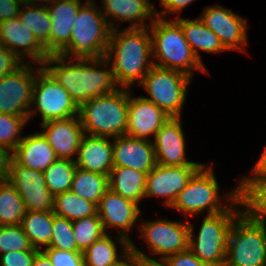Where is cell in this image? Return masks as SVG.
<instances>
[{"mask_svg":"<svg viewBox=\"0 0 266 266\" xmlns=\"http://www.w3.org/2000/svg\"><path fill=\"white\" fill-rule=\"evenodd\" d=\"M66 59L63 55H50L42 66L69 93L78 106L92 98L118 90L110 69L111 66L109 70L104 69V71L98 68L103 63L104 68L109 66L110 62L105 57L99 59L77 58L76 64H73L74 60L71 58L69 60L71 65H66ZM54 64L56 65L54 66ZM96 67L97 69H95Z\"/></svg>","mask_w":266,"mask_h":266,"instance_id":"obj_1","label":"cell"},{"mask_svg":"<svg viewBox=\"0 0 266 266\" xmlns=\"http://www.w3.org/2000/svg\"><path fill=\"white\" fill-rule=\"evenodd\" d=\"M117 29L111 30L105 58L113 60L111 70L117 86L128 89L136 80L141 84L154 65L149 60L153 55L152 38L146 27H128L119 33Z\"/></svg>","mask_w":266,"mask_h":266,"instance_id":"obj_2","label":"cell"},{"mask_svg":"<svg viewBox=\"0 0 266 266\" xmlns=\"http://www.w3.org/2000/svg\"><path fill=\"white\" fill-rule=\"evenodd\" d=\"M129 90L95 97L79 106L84 133L94 136L118 137L126 134L128 124Z\"/></svg>","mask_w":266,"mask_h":266,"instance_id":"obj_3","label":"cell"},{"mask_svg":"<svg viewBox=\"0 0 266 266\" xmlns=\"http://www.w3.org/2000/svg\"><path fill=\"white\" fill-rule=\"evenodd\" d=\"M153 55L161 62L154 65L177 70L192 77L191 69L207 72L185 39L181 26L175 21L154 17L151 22Z\"/></svg>","mask_w":266,"mask_h":266,"instance_id":"obj_4","label":"cell"},{"mask_svg":"<svg viewBox=\"0 0 266 266\" xmlns=\"http://www.w3.org/2000/svg\"><path fill=\"white\" fill-rule=\"evenodd\" d=\"M94 1L83 4L74 21L69 45L59 54L66 58L74 55L81 59H99L105 57L110 33L114 25L106 21ZM100 10V12H99Z\"/></svg>","mask_w":266,"mask_h":266,"instance_id":"obj_5","label":"cell"},{"mask_svg":"<svg viewBox=\"0 0 266 266\" xmlns=\"http://www.w3.org/2000/svg\"><path fill=\"white\" fill-rule=\"evenodd\" d=\"M225 198L231 201V209L229 208L227 211L217 214L206 215L201 224L197 241H194V229L189 224V249L203 263L225 265L228 235L231 225L243 212V210H234L236 204H239V206L242 205L239 198V186Z\"/></svg>","mask_w":266,"mask_h":266,"instance_id":"obj_6","label":"cell"},{"mask_svg":"<svg viewBox=\"0 0 266 266\" xmlns=\"http://www.w3.org/2000/svg\"><path fill=\"white\" fill-rule=\"evenodd\" d=\"M225 266H266V228L243 212L231 225Z\"/></svg>","mask_w":266,"mask_h":266,"instance_id":"obj_7","label":"cell"},{"mask_svg":"<svg viewBox=\"0 0 266 266\" xmlns=\"http://www.w3.org/2000/svg\"><path fill=\"white\" fill-rule=\"evenodd\" d=\"M190 78L183 72L153 65L140 85L150 96L144 98L153 102L169 117H181Z\"/></svg>","mask_w":266,"mask_h":266,"instance_id":"obj_8","label":"cell"},{"mask_svg":"<svg viewBox=\"0 0 266 266\" xmlns=\"http://www.w3.org/2000/svg\"><path fill=\"white\" fill-rule=\"evenodd\" d=\"M203 165L189 180L187 186L177 195L173 208L185 214H199L208 209L207 215L227 211L231 207L218 203V184L213 169ZM205 168V169H204Z\"/></svg>","mask_w":266,"mask_h":266,"instance_id":"obj_9","label":"cell"},{"mask_svg":"<svg viewBox=\"0 0 266 266\" xmlns=\"http://www.w3.org/2000/svg\"><path fill=\"white\" fill-rule=\"evenodd\" d=\"M37 69L38 78H35L33 86L32 104H35L41 114L42 123L78 115L79 106L69 93L42 65Z\"/></svg>","mask_w":266,"mask_h":266,"instance_id":"obj_10","label":"cell"},{"mask_svg":"<svg viewBox=\"0 0 266 266\" xmlns=\"http://www.w3.org/2000/svg\"><path fill=\"white\" fill-rule=\"evenodd\" d=\"M32 68L23 65L0 80V113L16 116H32L33 86L35 76ZM34 75V76H33Z\"/></svg>","mask_w":266,"mask_h":266,"instance_id":"obj_11","label":"cell"},{"mask_svg":"<svg viewBox=\"0 0 266 266\" xmlns=\"http://www.w3.org/2000/svg\"><path fill=\"white\" fill-rule=\"evenodd\" d=\"M20 194L26 211H53L54 196L45 184L44 173L11 162L7 179Z\"/></svg>","mask_w":266,"mask_h":266,"instance_id":"obj_12","label":"cell"},{"mask_svg":"<svg viewBox=\"0 0 266 266\" xmlns=\"http://www.w3.org/2000/svg\"><path fill=\"white\" fill-rule=\"evenodd\" d=\"M189 228V221L181 223L159 219L142 223L140 237L146 239L150 251L162 255L160 259L163 261L166 257L189 248Z\"/></svg>","mask_w":266,"mask_h":266,"instance_id":"obj_13","label":"cell"},{"mask_svg":"<svg viewBox=\"0 0 266 266\" xmlns=\"http://www.w3.org/2000/svg\"><path fill=\"white\" fill-rule=\"evenodd\" d=\"M97 214L102 221L106 232L107 227L120 229L119 242L124 248V252H131V242L127 230L134 226L140 215L138 204L125 199L113 192L110 188L103 194L97 205Z\"/></svg>","mask_w":266,"mask_h":266,"instance_id":"obj_14","label":"cell"},{"mask_svg":"<svg viewBox=\"0 0 266 266\" xmlns=\"http://www.w3.org/2000/svg\"><path fill=\"white\" fill-rule=\"evenodd\" d=\"M203 165L165 166L156 164L146 175L145 197L164 196V204L172 206L177 195Z\"/></svg>","mask_w":266,"mask_h":266,"instance_id":"obj_15","label":"cell"},{"mask_svg":"<svg viewBox=\"0 0 266 266\" xmlns=\"http://www.w3.org/2000/svg\"><path fill=\"white\" fill-rule=\"evenodd\" d=\"M200 20L213 31L228 50H243L247 44L246 20L222 7L211 6L204 10Z\"/></svg>","mask_w":266,"mask_h":266,"instance_id":"obj_16","label":"cell"},{"mask_svg":"<svg viewBox=\"0 0 266 266\" xmlns=\"http://www.w3.org/2000/svg\"><path fill=\"white\" fill-rule=\"evenodd\" d=\"M153 143L157 164L165 166L203 165L187 161L181 117H171L155 134Z\"/></svg>","mask_w":266,"mask_h":266,"instance_id":"obj_17","label":"cell"},{"mask_svg":"<svg viewBox=\"0 0 266 266\" xmlns=\"http://www.w3.org/2000/svg\"><path fill=\"white\" fill-rule=\"evenodd\" d=\"M113 167H126L148 174L157 164L151 140L128 135L114 137Z\"/></svg>","mask_w":266,"mask_h":266,"instance_id":"obj_18","label":"cell"},{"mask_svg":"<svg viewBox=\"0 0 266 266\" xmlns=\"http://www.w3.org/2000/svg\"><path fill=\"white\" fill-rule=\"evenodd\" d=\"M162 109L144 97H132L129 91L128 124L126 135L149 140L170 119Z\"/></svg>","mask_w":266,"mask_h":266,"instance_id":"obj_19","label":"cell"},{"mask_svg":"<svg viewBox=\"0 0 266 266\" xmlns=\"http://www.w3.org/2000/svg\"><path fill=\"white\" fill-rule=\"evenodd\" d=\"M0 42L1 46L12 51L21 59L26 54L32 61L40 65H43L49 57L44 46L30 30L23 26L19 17L0 22ZM18 47L24 51L21 53Z\"/></svg>","mask_w":266,"mask_h":266,"instance_id":"obj_20","label":"cell"},{"mask_svg":"<svg viewBox=\"0 0 266 266\" xmlns=\"http://www.w3.org/2000/svg\"><path fill=\"white\" fill-rule=\"evenodd\" d=\"M41 132L54 149L57 158L73 160L78 153L81 139L84 136L79 116L62 120H51L41 124Z\"/></svg>","mask_w":266,"mask_h":266,"instance_id":"obj_21","label":"cell"},{"mask_svg":"<svg viewBox=\"0 0 266 266\" xmlns=\"http://www.w3.org/2000/svg\"><path fill=\"white\" fill-rule=\"evenodd\" d=\"M51 3V6H47L51 18L50 55H59L69 45L74 21L82 5L72 0Z\"/></svg>","mask_w":266,"mask_h":266,"instance_id":"obj_22","label":"cell"},{"mask_svg":"<svg viewBox=\"0 0 266 266\" xmlns=\"http://www.w3.org/2000/svg\"><path fill=\"white\" fill-rule=\"evenodd\" d=\"M108 138L84 134L75 160L76 166L86 171L110 175L113 168V145Z\"/></svg>","mask_w":266,"mask_h":266,"instance_id":"obj_23","label":"cell"},{"mask_svg":"<svg viewBox=\"0 0 266 266\" xmlns=\"http://www.w3.org/2000/svg\"><path fill=\"white\" fill-rule=\"evenodd\" d=\"M12 153L19 165L41 172L57 159L54 149L41 132L23 137Z\"/></svg>","mask_w":266,"mask_h":266,"instance_id":"obj_24","label":"cell"},{"mask_svg":"<svg viewBox=\"0 0 266 266\" xmlns=\"http://www.w3.org/2000/svg\"><path fill=\"white\" fill-rule=\"evenodd\" d=\"M101 3L106 21L112 15V18L119 21H132L129 27H146L145 19L156 17L149 0H102Z\"/></svg>","mask_w":266,"mask_h":266,"instance_id":"obj_25","label":"cell"},{"mask_svg":"<svg viewBox=\"0 0 266 266\" xmlns=\"http://www.w3.org/2000/svg\"><path fill=\"white\" fill-rule=\"evenodd\" d=\"M146 173L126 167H113L109 175V188L135 203L145 197Z\"/></svg>","mask_w":266,"mask_h":266,"instance_id":"obj_26","label":"cell"},{"mask_svg":"<svg viewBox=\"0 0 266 266\" xmlns=\"http://www.w3.org/2000/svg\"><path fill=\"white\" fill-rule=\"evenodd\" d=\"M175 21L181 26L185 39L200 61L199 50L208 53H218L227 50L221 43L219 37L206 27L200 18L187 20L178 18L177 16Z\"/></svg>","mask_w":266,"mask_h":266,"instance_id":"obj_27","label":"cell"},{"mask_svg":"<svg viewBox=\"0 0 266 266\" xmlns=\"http://www.w3.org/2000/svg\"><path fill=\"white\" fill-rule=\"evenodd\" d=\"M239 198L245 213L254 223L266 228V180H241Z\"/></svg>","mask_w":266,"mask_h":266,"instance_id":"obj_28","label":"cell"},{"mask_svg":"<svg viewBox=\"0 0 266 266\" xmlns=\"http://www.w3.org/2000/svg\"><path fill=\"white\" fill-rule=\"evenodd\" d=\"M54 215L53 211L25 212L20 225L33 248L42 250L40 249L41 245L49 246L52 237Z\"/></svg>","mask_w":266,"mask_h":266,"instance_id":"obj_29","label":"cell"},{"mask_svg":"<svg viewBox=\"0 0 266 266\" xmlns=\"http://www.w3.org/2000/svg\"><path fill=\"white\" fill-rule=\"evenodd\" d=\"M24 4L26 10L21 8L18 17L23 26L35 35L50 56L51 18L47 6H38L27 2Z\"/></svg>","mask_w":266,"mask_h":266,"instance_id":"obj_30","label":"cell"},{"mask_svg":"<svg viewBox=\"0 0 266 266\" xmlns=\"http://www.w3.org/2000/svg\"><path fill=\"white\" fill-rule=\"evenodd\" d=\"M109 189V175L76 168L71 191L80 198L98 205L103 194Z\"/></svg>","mask_w":266,"mask_h":266,"instance_id":"obj_31","label":"cell"},{"mask_svg":"<svg viewBox=\"0 0 266 266\" xmlns=\"http://www.w3.org/2000/svg\"><path fill=\"white\" fill-rule=\"evenodd\" d=\"M54 214L75 221L97 214V205L80 198L71 190L56 194L53 202Z\"/></svg>","mask_w":266,"mask_h":266,"instance_id":"obj_32","label":"cell"},{"mask_svg":"<svg viewBox=\"0 0 266 266\" xmlns=\"http://www.w3.org/2000/svg\"><path fill=\"white\" fill-rule=\"evenodd\" d=\"M24 202L8 181H0V226L20 225L25 215Z\"/></svg>","mask_w":266,"mask_h":266,"instance_id":"obj_33","label":"cell"},{"mask_svg":"<svg viewBox=\"0 0 266 266\" xmlns=\"http://www.w3.org/2000/svg\"><path fill=\"white\" fill-rule=\"evenodd\" d=\"M76 168L75 160L57 158L43 172L45 184L53 196L71 190Z\"/></svg>","mask_w":266,"mask_h":266,"instance_id":"obj_34","label":"cell"},{"mask_svg":"<svg viewBox=\"0 0 266 266\" xmlns=\"http://www.w3.org/2000/svg\"><path fill=\"white\" fill-rule=\"evenodd\" d=\"M129 253L131 252H124V256H120L119 258L116 244L108 234H105L83 252L84 263L85 266H116L121 263Z\"/></svg>","mask_w":266,"mask_h":266,"instance_id":"obj_35","label":"cell"},{"mask_svg":"<svg viewBox=\"0 0 266 266\" xmlns=\"http://www.w3.org/2000/svg\"><path fill=\"white\" fill-rule=\"evenodd\" d=\"M72 224L76 246L81 252L107 234L98 214L72 221Z\"/></svg>","mask_w":266,"mask_h":266,"instance_id":"obj_36","label":"cell"},{"mask_svg":"<svg viewBox=\"0 0 266 266\" xmlns=\"http://www.w3.org/2000/svg\"><path fill=\"white\" fill-rule=\"evenodd\" d=\"M63 251H80L75 242L72 221L65 217L54 215L52 237L48 247Z\"/></svg>","mask_w":266,"mask_h":266,"instance_id":"obj_37","label":"cell"},{"mask_svg":"<svg viewBox=\"0 0 266 266\" xmlns=\"http://www.w3.org/2000/svg\"><path fill=\"white\" fill-rule=\"evenodd\" d=\"M28 119L29 116L6 115L0 113V145L13 152L23 138L18 135Z\"/></svg>","mask_w":266,"mask_h":266,"instance_id":"obj_38","label":"cell"},{"mask_svg":"<svg viewBox=\"0 0 266 266\" xmlns=\"http://www.w3.org/2000/svg\"><path fill=\"white\" fill-rule=\"evenodd\" d=\"M32 248L21 225L0 226V254L31 250Z\"/></svg>","mask_w":266,"mask_h":266,"instance_id":"obj_39","label":"cell"},{"mask_svg":"<svg viewBox=\"0 0 266 266\" xmlns=\"http://www.w3.org/2000/svg\"><path fill=\"white\" fill-rule=\"evenodd\" d=\"M44 252L50 258L53 266H85L84 255L81 251L46 248Z\"/></svg>","mask_w":266,"mask_h":266,"instance_id":"obj_40","label":"cell"},{"mask_svg":"<svg viewBox=\"0 0 266 266\" xmlns=\"http://www.w3.org/2000/svg\"><path fill=\"white\" fill-rule=\"evenodd\" d=\"M40 250L32 248L24 251H10L0 254V266H32Z\"/></svg>","mask_w":266,"mask_h":266,"instance_id":"obj_41","label":"cell"},{"mask_svg":"<svg viewBox=\"0 0 266 266\" xmlns=\"http://www.w3.org/2000/svg\"><path fill=\"white\" fill-rule=\"evenodd\" d=\"M21 58L4 46L0 47V80L16 71L23 64Z\"/></svg>","mask_w":266,"mask_h":266,"instance_id":"obj_42","label":"cell"},{"mask_svg":"<svg viewBox=\"0 0 266 266\" xmlns=\"http://www.w3.org/2000/svg\"><path fill=\"white\" fill-rule=\"evenodd\" d=\"M162 262L165 266H202L203 264L189 248L166 257Z\"/></svg>","mask_w":266,"mask_h":266,"instance_id":"obj_43","label":"cell"},{"mask_svg":"<svg viewBox=\"0 0 266 266\" xmlns=\"http://www.w3.org/2000/svg\"><path fill=\"white\" fill-rule=\"evenodd\" d=\"M23 4L21 0H0V22L18 17Z\"/></svg>","mask_w":266,"mask_h":266,"instance_id":"obj_44","label":"cell"},{"mask_svg":"<svg viewBox=\"0 0 266 266\" xmlns=\"http://www.w3.org/2000/svg\"><path fill=\"white\" fill-rule=\"evenodd\" d=\"M194 0H161V6H163L162 14L155 12L159 18L166 17V13H177L184 9L189 3Z\"/></svg>","mask_w":266,"mask_h":266,"instance_id":"obj_45","label":"cell"},{"mask_svg":"<svg viewBox=\"0 0 266 266\" xmlns=\"http://www.w3.org/2000/svg\"><path fill=\"white\" fill-rule=\"evenodd\" d=\"M11 152L10 149L0 145V181L8 179L9 169L13 160V153Z\"/></svg>","mask_w":266,"mask_h":266,"instance_id":"obj_46","label":"cell"},{"mask_svg":"<svg viewBox=\"0 0 266 266\" xmlns=\"http://www.w3.org/2000/svg\"><path fill=\"white\" fill-rule=\"evenodd\" d=\"M252 172L254 174L253 177L248 178L244 176L242 180H259L266 177V146Z\"/></svg>","mask_w":266,"mask_h":266,"instance_id":"obj_47","label":"cell"},{"mask_svg":"<svg viewBox=\"0 0 266 266\" xmlns=\"http://www.w3.org/2000/svg\"><path fill=\"white\" fill-rule=\"evenodd\" d=\"M131 253L140 260V266H165L163 262H159L154 258H150L143 254L136 246L131 242Z\"/></svg>","mask_w":266,"mask_h":266,"instance_id":"obj_48","label":"cell"},{"mask_svg":"<svg viewBox=\"0 0 266 266\" xmlns=\"http://www.w3.org/2000/svg\"><path fill=\"white\" fill-rule=\"evenodd\" d=\"M32 266H53V265L47 254L43 250H40L36 254Z\"/></svg>","mask_w":266,"mask_h":266,"instance_id":"obj_49","label":"cell"},{"mask_svg":"<svg viewBox=\"0 0 266 266\" xmlns=\"http://www.w3.org/2000/svg\"><path fill=\"white\" fill-rule=\"evenodd\" d=\"M116 266H140V260L132 253H129L127 257Z\"/></svg>","mask_w":266,"mask_h":266,"instance_id":"obj_50","label":"cell"},{"mask_svg":"<svg viewBox=\"0 0 266 266\" xmlns=\"http://www.w3.org/2000/svg\"><path fill=\"white\" fill-rule=\"evenodd\" d=\"M39 1L40 2H45V3L47 2V5H48V3L51 4V2H52L51 0H28V3H30V4H38Z\"/></svg>","mask_w":266,"mask_h":266,"instance_id":"obj_51","label":"cell"},{"mask_svg":"<svg viewBox=\"0 0 266 266\" xmlns=\"http://www.w3.org/2000/svg\"><path fill=\"white\" fill-rule=\"evenodd\" d=\"M202 266H225V265H215L213 263H203Z\"/></svg>","mask_w":266,"mask_h":266,"instance_id":"obj_52","label":"cell"},{"mask_svg":"<svg viewBox=\"0 0 266 266\" xmlns=\"http://www.w3.org/2000/svg\"><path fill=\"white\" fill-rule=\"evenodd\" d=\"M72 1H79V2H81L80 0H72ZM93 0H87L86 1V3H88V2H92Z\"/></svg>","mask_w":266,"mask_h":266,"instance_id":"obj_53","label":"cell"},{"mask_svg":"<svg viewBox=\"0 0 266 266\" xmlns=\"http://www.w3.org/2000/svg\"><path fill=\"white\" fill-rule=\"evenodd\" d=\"M23 3L27 2L28 3V0H21Z\"/></svg>","mask_w":266,"mask_h":266,"instance_id":"obj_54","label":"cell"}]
</instances>
